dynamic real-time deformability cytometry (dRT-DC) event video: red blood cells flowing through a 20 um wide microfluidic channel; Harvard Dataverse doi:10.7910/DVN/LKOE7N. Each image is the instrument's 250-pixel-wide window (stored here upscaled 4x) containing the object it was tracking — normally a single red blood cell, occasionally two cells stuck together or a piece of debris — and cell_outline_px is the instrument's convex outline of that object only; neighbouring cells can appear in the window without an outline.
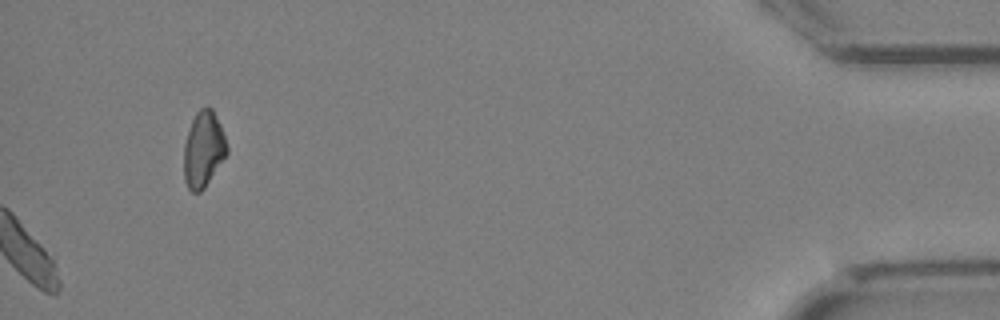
{"species": "Egyptian fruit bat (a non-hibernating species)", "species_latin": "Rousettus aegyptiacus", "temperature_condition": "cold", "stored_images_in_passage": 29, "camera_frame_rate_fps": 3000, "um_per_image_px": 0.085, "animal": {"sex": "female"}, "frame": {"image": 1, "passage_image": 29, "time_ms": 9.333, "image_size_px": [1000, 320], "cell_outline_px": [[228, 152], [204, 188], [200, 192], [192, 192], [188, 188], [184, 180], [184, 144], [192, 120], [196, 112], [204, 104], [208, 104], [212, 108], [220, 124], [228, 148]], "centroid_in_image_um": [17.28, 12.66], "position_along_channel_um": 417.9, "area_um2": 19.02}}